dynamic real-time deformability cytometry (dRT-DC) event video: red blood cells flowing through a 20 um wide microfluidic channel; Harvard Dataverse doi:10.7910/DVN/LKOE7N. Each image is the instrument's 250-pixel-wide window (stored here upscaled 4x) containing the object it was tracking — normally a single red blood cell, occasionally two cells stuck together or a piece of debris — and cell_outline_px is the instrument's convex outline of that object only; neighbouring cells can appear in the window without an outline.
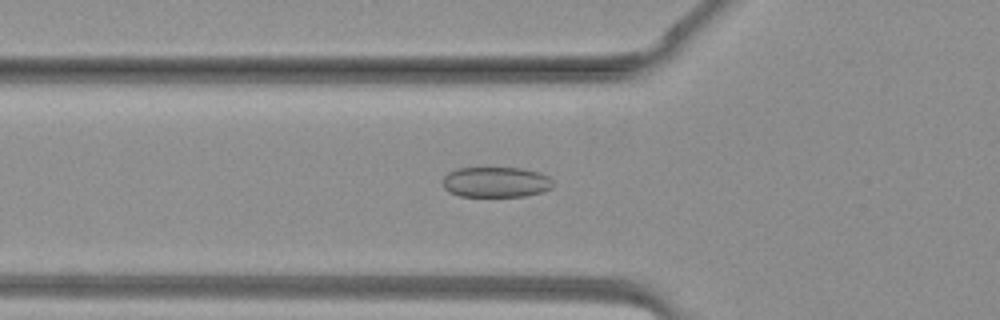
{"species": "common noctule bat (a hibernating species)", "species_latin": "Nyctalus noctula", "temperature_condition": "warm", "stored_images_in_passage": 38, "camera_frame_rate_fps": 3000, "um_per_image_px": 0.085, "animal": {"sex": "female", "body_mass_g": 19.3, "forearm_length_mm": 54.1}, "frame": {"image": 1, "passage_image": 13, "time_ms": 4.0, "image_size_px": [1000, 320], "cell_outline_px": [[552, 188], [540, 192], [524, 196], [460, 196], [448, 192], [444, 188], [444, 176], [448, 172], [456, 168], [524, 168], [540, 172], [548, 176], [552, 180]], "centroid_in_image_um": [42.15, 15.47], "position_along_channel_um": 83.7, "area_um2": 19.59}}
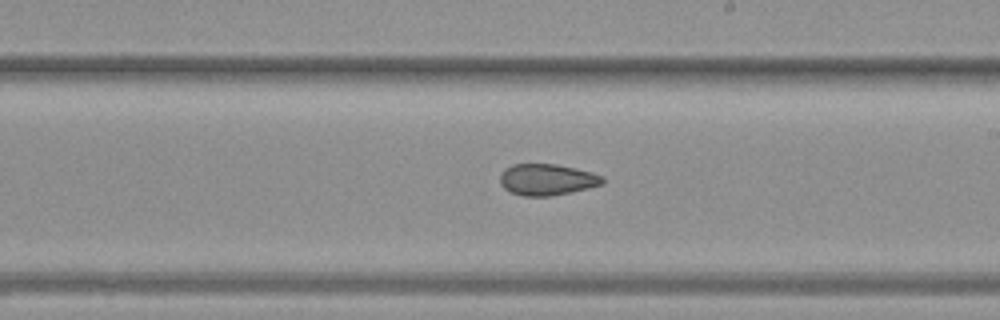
{"frame": {"image": 2, "passage_image": 22, "time_ms": 7.0, "image_size_px": [1000, 320], "cell_outline_px": [[604, 184], [572, 192], [552, 196], [524, 196], [512, 192], [504, 188], [500, 184], [500, 176], [504, 168], [512, 164], [556, 164], [576, 168], [592, 172], [604, 176]], "centroid_in_image_um": [46.51, 15.26], "position_along_channel_um": 242.5, "area_um2": 18.9}}
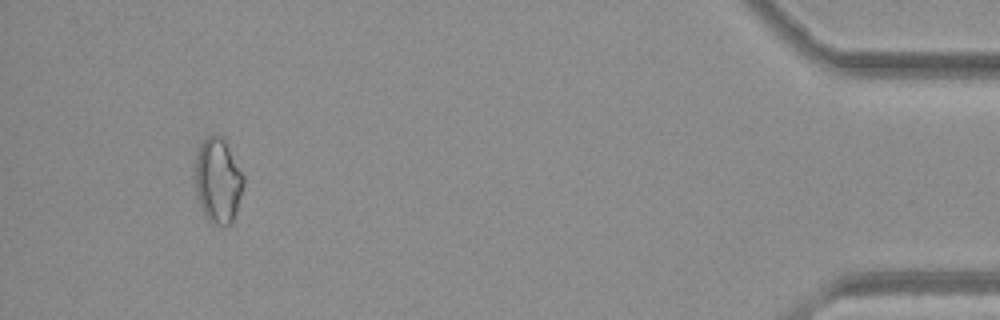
{"frame": {"image": 3, "passage_image": 36, "time_ms": 11.667, "image_size_px": [1000, 320], "cell_outline_px": [[244, 184], [232, 220], [228, 224], [212, 224], [208, 220], [200, 208], [192, 184], [192, 168], [200, 144], [208, 136], [220, 136], [224, 140], [244, 176]], "centroid_in_image_um": [18.44, 15.35], "position_along_channel_um": 416.8, "area_um2": 24.22}}